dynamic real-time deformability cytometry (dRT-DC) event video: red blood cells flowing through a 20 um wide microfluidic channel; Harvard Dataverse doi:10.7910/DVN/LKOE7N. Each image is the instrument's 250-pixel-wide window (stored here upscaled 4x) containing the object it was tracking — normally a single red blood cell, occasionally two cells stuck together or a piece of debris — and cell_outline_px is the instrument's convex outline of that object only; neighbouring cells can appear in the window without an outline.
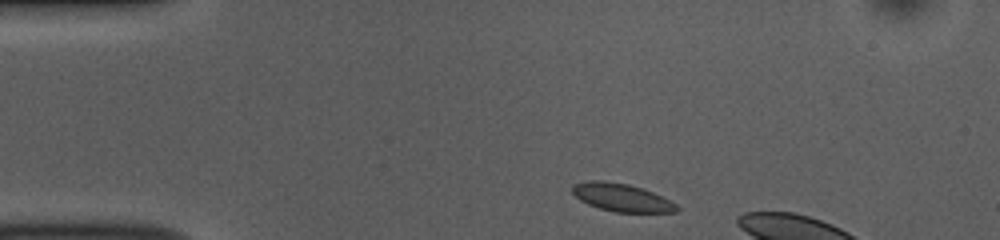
{"species": "common noctule bat (a hibernating species)", "species_latin": "Nyctalus noctula", "temperature_condition": "room temperature", "stored_images_in_passage": 5, "camera_frame_rate_fps": 3000, "um_per_image_px": 0.085, "animal": {"sex": "female", "body_mass_g": 10.0, "forearm_length_mm": 53.1}, "frame": {"image": 1, "passage_image": 1, "time_ms": 0.0, "image_size_px": [1000, 240], "cell_outline_px": [[680, 208], [676, 212], [616, 212], [600, 208], [588, 204], [580, 200], [572, 192], [572, 184], [588, 180], [604, 180], [628, 184], [652, 192], [676, 204]], "centroid_in_image_um": [52.8, 16.78], "position_along_channel_um": 32.2, "area_um2": 16.82}}